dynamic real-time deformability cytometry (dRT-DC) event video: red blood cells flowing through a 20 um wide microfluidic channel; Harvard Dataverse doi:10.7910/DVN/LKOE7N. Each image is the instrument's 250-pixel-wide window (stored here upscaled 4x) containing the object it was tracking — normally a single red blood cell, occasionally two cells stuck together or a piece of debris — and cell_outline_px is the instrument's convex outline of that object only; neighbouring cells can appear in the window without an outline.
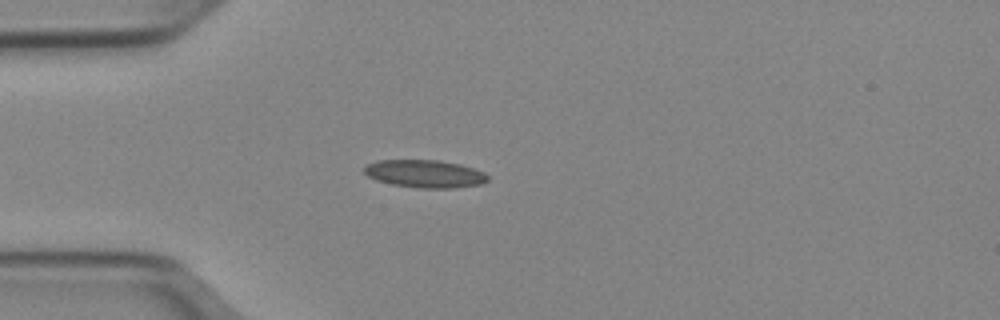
{"species": "Egyptian fruit bat (a non-hibernating species)", "species_latin": "Rousettus aegyptiacus", "temperature_condition": "cold", "stored_images_in_passage": 50, "camera_frame_rate_fps": 3000, "um_per_image_px": 0.085, "animal": {"sex": "female"}, "frame": {"image": 1, "passage_image": 13, "time_ms": 4.0, "image_size_px": [1000, 320], "cell_outline_px": [[488, 180], [480, 184], [456, 188], [420, 188], [392, 184], [376, 180], [368, 176], [364, 172], [364, 168], [368, 164], [380, 160], [440, 160], [460, 164], [484, 172], [488, 176]], "centroid_in_image_um": [36.13, 14.77], "position_along_channel_um": 48.9, "area_um2": 19.88}}
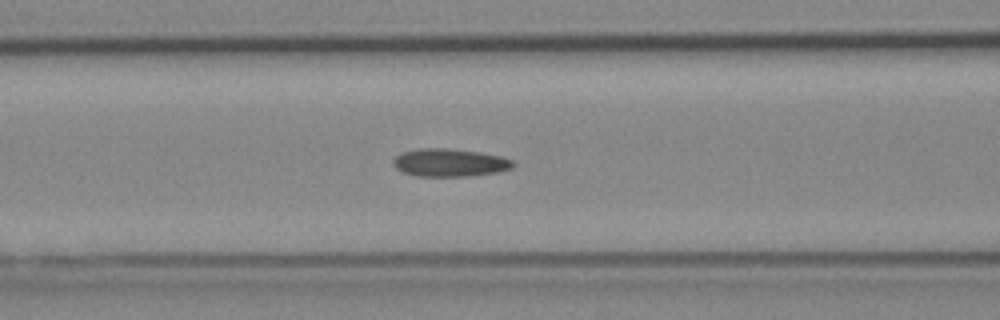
{"frame": {"image": 2, "passage_image": 20, "time_ms": 6.333, "image_size_px": [1000, 320], "cell_outline_px": [[516, 164], [512, 168], [496, 172], [468, 176], [416, 176], [404, 172], [396, 168], [392, 164], [392, 160], [400, 152], [416, 148], [448, 148], [480, 152], [500, 156], [512, 160]], "centroid_in_image_um": [38.19, 13.81], "position_along_channel_um": 128.4, "area_um2": 19.59}}
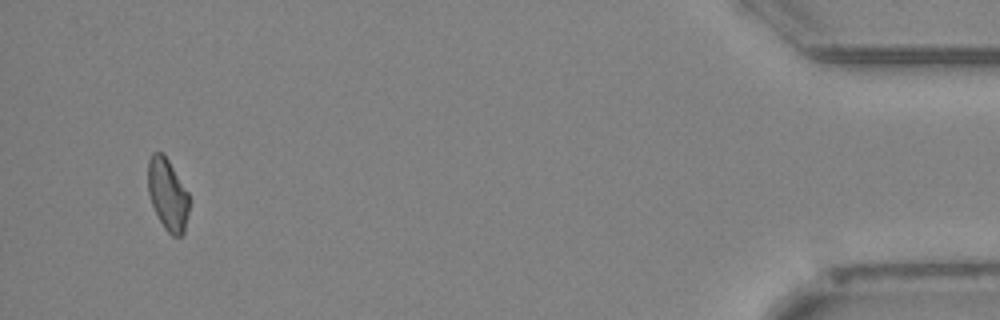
{"frame": {"image": 3, "passage_image": 48, "time_ms": 15.667, "image_size_px": [1000, 320], "cell_outline_px": [[188, 212], [184, 232], [180, 236], [172, 236], [164, 228], [152, 204], [148, 192], [148, 160], [152, 152], [164, 152], [188, 192]], "centroid_in_image_um": [14.24, 16.49], "position_along_channel_um": 421.0, "area_um2": 17.17}, "authors_computed_cell_mechanics": {"area_um2": 18.5249, "velocity_mm_per_s": 3.9526, "shape_relaxation_time_tau1_ms": null, "shape_relaxation_time_tau2_ms": 5.538, "deformation_change_tau1": null, "deformation_change_tau2": 0.1504}}